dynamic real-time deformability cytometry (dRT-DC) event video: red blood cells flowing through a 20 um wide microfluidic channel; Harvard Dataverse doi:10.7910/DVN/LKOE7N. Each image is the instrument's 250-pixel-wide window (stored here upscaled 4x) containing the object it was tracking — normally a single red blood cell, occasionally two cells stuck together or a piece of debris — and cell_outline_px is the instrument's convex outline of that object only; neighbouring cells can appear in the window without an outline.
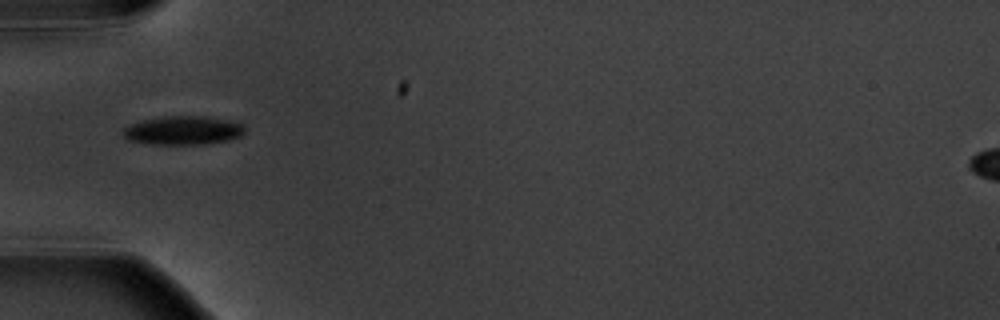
{"species": "common noctule bat (a hibernating species)", "species_latin": "Nyctalus noctula", "temperature_condition": "warm", "stored_images_in_passage": 6, "camera_frame_rate_fps": 3000, "um_per_image_px": 0.085, "animal": {"sex": "male", "body_mass_g": 20.1, "forearm_length_mm": 53.5}, "frame": {"image": 1, "passage_image": 6, "time_ms": 5.667, "image_size_px": [1000, 320], "cell_outline_px": [[244, 132], [240, 136], [228, 140], [204, 144], [152, 144], [128, 140], [124, 136], [124, 128], [132, 124], [144, 120], [168, 116], [204, 116], [228, 120], [244, 124]], "centroid_in_image_um": [15.6, 11.08], "position_along_channel_um": 69.4, "area_um2": 20.11}}